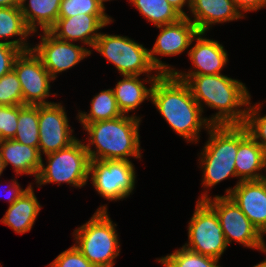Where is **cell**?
<instances>
[{
  "label": "cell",
  "mask_w": 266,
  "mask_h": 267,
  "mask_svg": "<svg viewBox=\"0 0 266 267\" xmlns=\"http://www.w3.org/2000/svg\"><path fill=\"white\" fill-rule=\"evenodd\" d=\"M4 170H5V166H4L1 154H0V176L3 174Z\"/></svg>",
  "instance_id": "40"
},
{
  "label": "cell",
  "mask_w": 266,
  "mask_h": 267,
  "mask_svg": "<svg viewBox=\"0 0 266 267\" xmlns=\"http://www.w3.org/2000/svg\"><path fill=\"white\" fill-rule=\"evenodd\" d=\"M163 267H222L218 259L198 254L185 246L174 252L156 258Z\"/></svg>",
  "instance_id": "28"
},
{
  "label": "cell",
  "mask_w": 266,
  "mask_h": 267,
  "mask_svg": "<svg viewBox=\"0 0 266 267\" xmlns=\"http://www.w3.org/2000/svg\"><path fill=\"white\" fill-rule=\"evenodd\" d=\"M112 1V0H100V2L105 6V2Z\"/></svg>",
  "instance_id": "42"
},
{
  "label": "cell",
  "mask_w": 266,
  "mask_h": 267,
  "mask_svg": "<svg viewBox=\"0 0 266 267\" xmlns=\"http://www.w3.org/2000/svg\"><path fill=\"white\" fill-rule=\"evenodd\" d=\"M206 32H198L192 39L193 46L190 45L188 55L192 62V68L188 71L176 70L174 75H216L229 62L227 50L219 41L208 39Z\"/></svg>",
  "instance_id": "15"
},
{
  "label": "cell",
  "mask_w": 266,
  "mask_h": 267,
  "mask_svg": "<svg viewBox=\"0 0 266 267\" xmlns=\"http://www.w3.org/2000/svg\"><path fill=\"white\" fill-rule=\"evenodd\" d=\"M2 7H20V0H0V8Z\"/></svg>",
  "instance_id": "38"
},
{
  "label": "cell",
  "mask_w": 266,
  "mask_h": 267,
  "mask_svg": "<svg viewBox=\"0 0 266 267\" xmlns=\"http://www.w3.org/2000/svg\"><path fill=\"white\" fill-rule=\"evenodd\" d=\"M16 178L11 179L10 185H8L9 189H7V195L8 197L6 198L9 203L8 205H12L33 183H30L25 189L21 188L20 184L17 181V176Z\"/></svg>",
  "instance_id": "36"
},
{
  "label": "cell",
  "mask_w": 266,
  "mask_h": 267,
  "mask_svg": "<svg viewBox=\"0 0 266 267\" xmlns=\"http://www.w3.org/2000/svg\"><path fill=\"white\" fill-rule=\"evenodd\" d=\"M266 256V255H265ZM253 267H266V258H264L263 261L257 263L256 265H254Z\"/></svg>",
  "instance_id": "41"
},
{
  "label": "cell",
  "mask_w": 266,
  "mask_h": 267,
  "mask_svg": "<svg viewBox=\"0 0 266 267\" xmlns=\"http://www.w3.org/2000/svg\"><path fill=\"white\" fill-rule=\"evenodd\" d=\"M186 248L220 260L228 248L216 212L205 202L196 201L195 210L188 222Z\"/></svg>",
  "instance_id": "9"
},
{
  "label": "cell",
  "mask_w": 266,
  "mask_h": 267,
  "mask_svg": "<svg viewBox=\"0 0 266 267\" xmlns=\"http://www.w3.org/2000/svg\"><path fill=\"white\" fill-rule=\"evenodd\" d=\"M20 105H0V140L13 139L16 135Z\"/></svg>",
  "instance_id": "32"
},
{
  "label": "cell",
  "mask_w": 266,
  "mask_h": 267,
  "mask_svg": "<svg viewBox=\"0 0 266 267\" xmlns=\"http://www.w3.org/2000/svg\"><path fill=\"white\" fill-rule=\"evenodd\" d=\"M93 50L112 63L120 75H160L150 61L149 49L128 36L101 32Z\"/></svg>",
  "instance_id": "7"
},
{
  "label": "cell",
  "mask_w": 266,
  "mask_h": 267,
  "mask_svg": "<svg viewBox=\"0 0 266 267\" xmlns=\"http://www.w3.org/2000/svg\"><path fill=\"white\" fill-rule=\"evenodd\" d=\"M157 28L160 29V33L153 47L149 49L150 61L160 74H173L177 69L162 62L157 56L162 58L181 55L183 52L188 54V48L192 45V39L198 34V30L187 17L172 24L157 26Z\"/></svg>",
  "instance_id": "12"
},
{
  "label": "cell",
  "mask_w": 266,
  "mask_h": 267,
  "mask_svg": "<svg viewBox=\"0 0 266 267\" xmlns=\"http://www.w3.org/2000/svg\"><path fill=\"white\" fill-rule=\"evenodd\" d=\"M189 11L190 14L186 17L196 26L198 32L206 33L214 25L246 17L236 7L233 0H190Z\"/></svg>",
  "instance_id": "19"
},
{
  "label": "cell",
  "mask_w": 266,
  "mask_h": 267,
  "mask_svg": "<svg viewBox=\"0 0 266 267\" xmlns=\"http://www.w3.org/2000/svg\"><path fill=\"white\" fill-rule=\"evenodd\" d=\"M235 168L237 179L239 178L236 184L240 181L266 178V151L248 133L244 125H238V152L235 157Z\"/></svg>",
  "instance_id": "18"
},
{
  "label": "cell",
  "mask_w": 266,
  "mask_h": 267,
  "mask_svg": "<svg viewBox=\"0 0 266 267\" xmlns=\"http://www.w3.org/2000/svg\"><path fill=\"white\" fill-rule=\"evenodd\" d=\"M84 140L77 139L71 145L46 156L36 178V186L67 183L74 188H82L89 180L90 158Z\"/></svg>",
  "instance_id": "6"
},
{
  "label": "cell",
  "mask_w": 266,
  "mask_h": 267,
  "mask_svg": "<svg viewBox=\"0 0 266 267\" xmlns=\"http://www.w3.org/2000/svg\"><path fill=\"white\" fill-rule=\"evenodd\" d=\"M90 103L89 113L78 110L76 115L82 128L89 123L111 120L123 115L117 106L112 88L101 90L92 98Z\"/></svg>",
  "instance_id": "25"
},
{
  "label": "cell",
  "mask_w": 266,
  "mask_h": 267,
  "mask_svg": "<svg viewBox=\"0 0 266 267\" xmlns=\"http://www.w3.org/2000/svg\"><path fill=\"white\" fill-rule=\"evenodd\" d=\"M233 3L243 15L252 11H258L264 7L266 8V0H233Z\"/></svg>",
  "instance_id": "35"
},
{
  "label": "cell",
  "mask_w": 266,
  "mask_h": 267,
  "mask_svg": "<svg viewBox=\"0 0 266 267\" xmlns=\"http://www.w3.org/2000/svg\"><path fill=\"white\" fill-rule=\"evenodd\" d=\"M13 69L20 81L23 105H47L54 103L48 101L47 98L51 95L57 96V93L50 91V84L55 80L32 49L20 53L15 59Z\"/></svg>",
  "instance_id": "11"
},
{
  "label": "cell",
  "mask_w": 266,
  "mask_h": 267,
  "mask_svg": "<svg viewBox=\"0 0 266 267\" xmlns=\"http://www.w3.org/2000/svg\"><path fill=\"white\" fill-rule=\"evenodd\" d=\"M141 119L142 117L134 113L86 124L83 130L88 134V142L84 141V145L90 161H131V157L142 159L143 152H141L139 135Z\"/></svg>",
  "instance_id": "3"
},
{
  "label": "cell",
  "mask_w": 266,
  "mask_h": 267,
  "mask_svg": "<svg viewBox=\"0 0 266 267\" xmlns=\"http://www.w3.org/2000/svg\"><path fill=\"white\" fill-rule=\"evenodd\" d=\"M0 105H23L22 89L14 69L0 78Z\"/></svg>",
  "instance_id": "31"
},
{
  "label": "cell",
  "mask_w": 266,
  "mask_h": 267,
  "mask_svg": "<svg viewBox=\"0 0 266 267\" xmlns=\"http://www.w3.org/2000/svg\"><path fill=\"white\" fill-rule=\"evenodd\" d=\"M0 154L5 168L11 165L16 175H32L36 180L42 163L39 149L14 139H4L0 140Z\"/></svg>",
  "instance_id": "21"
},
{
  "label": "cell",
  "mask_w": 266,
  "mask_h": 267,
  "mask_svg": "<svg viewBox=\"0 0 266 267\" xmlns=\"http://www.w3.org/2000/svg\"><path fill=\"white\" fill-rule=\"evenodd\" d=\"M153 26L172 24L183 16L167 0H128Z\"/></svg>",
  "instance_id": "26"
},
{
  "label": "cell",
  "mask_w": 266,
  "mask_h": 267,
  "mask_svg": "<svg viewBox=\"0 0 266 267\" xmlns=\"http://www.w3.org/2000/svg\"><path fill=\"white\" fill-rule=\"evenodd\" d=\"M207 141L199 153L204 190L198 201H205L212 187L232 177L237 178L235 157L238 152V125H212L207 131Z\"/></svg>",
  "instance_id": "4"
},
{
  "label": "cell",
  "mask_w": 266,
  "mask_h": 267,
  "mask_svg": "<svg viewBox=\"0 0 266 267\" xmlns=\"http://www.w3.org/2000/svg\"><path fill=\"white\" fill-rule=\"evenodd\" d=\"M39 36L40 42L32 44V50L41 59L43 66L56 80L57 75L75 67L84 58L91 55L89 48L84 45H77L75 42L57 39L49 31H43Z\"/></svg>",
  "instance_id": "13"
},
{
  "label": "cell",
  "mask_w": 266,
  "mask_h": 267,
  "mask_svg": "<svg viewBox=\"0 0 266 267\" xmlns=\"http://www.w3.org/2000/svg\"><path fill=\"white\" fill-rule=\"evenodd\" d=\"M108 204L99 206L92 217L73 231L74 245L95 267H114L121 253L117 224L108 213Z\"/></svg>",
  "instance_id": "5"
},
{
  "label": "cell",
  "mask_w": 266,
  "mask_h": 267,
  "mask_svg": "<svg viewBox=\"0 0 266 267\" xmlns=\"http://www.w3.org/2000/svg\"><path fill=\"white\" fill-rule=\"evenodd\" d=\"M114 22L109 15L79 14L74 17L58 18L49 32L57 39L69 42H82L92 51L104 27Z\"/></svg>",
  "instance_id": "16"
},
{
  "label": "cell",
  "mask_w": 266,
  "mask_h": 267,
  "mask_svg": "<svg viewBox=\"0 0 266 267\" xmlns=\"http://www.w3.org/2000/svg\"><path fill=\"white\" fill-rule=\"evenodd\" d=\"M21 52L19 48L0 41V78L13 69L15 59Z\"/></svg>",
  "instance_id": "34"
},
{
  "label": "cell",
  "mask_w": 266,
  "mask_h": 267,
  "mask_svg": "<svg viewBox=\"0 0 266 267\" xmlns=\"http://www.w3.org/2000/svg\"><path fill=\"white\" fill-rule=\"evenodd\" d=\"M205 202L216 212L228 246L235 243L260 251L262 234L229 196L215 195Z\"/></svg>",
  "instance_id": "10"
},
{
  "label": "cell",
  "mask_w": 266,
  "mask_h": 267,
  "mask_svg": "<svg viewBox=\"0 0 266 267\" xmlns=\"http://www.w3.org/2000/svg\"><path fill=\"white\" fill-rule=\"evenodd\" d=\"M175 76L187 83L203 113L205 107L218 110L208 118L212 125H244L251 95L242 81L223 74Z\"/></svg>",
  "instance_id": "2"
},
{
  "label": "cell",
  "mask_w": 266,
  "mask_h": 267,
  "mask_svg": "<svg viewBox=\"0 0 266 267\" xmlns=\"http://www.w3.org/2000/svg\"><path fill=\"white\" fill-rule=\"evenodd\" d=\"M266 235V230L262 233V245H261V253L266 254V240L264 236Z\"/></svg>",
  "instance_id": "39"
},
{
  "label": "cell",
  "mask_w": 266,
  "mask_h": 267,
  "mask_svg": "<svg viewBox=\"0 0 266 267\" xmlns=\"http://www.w3.org/2000/svg\"><path fill=\"white\" fill-rule=\"evenodd\" d=\"M135 165L126 160H91L89 179L97 194L107 201H123L137 183Z\"/></svg>",
  "instance_id": "8"
},
{
  "label": "cell",
  "mask_w": 266,
  "mask_h": 267,
  "mask_svg": "<svg viewBox=\"0 0 266 267\" xmlns=\"http://www.w3.org/2000/svg\"><path fill=\"white\" fill-rule=\"evenodd\" d=\"M41 208L34 186L31 185L12 205L8 206L0 223L11 228L16 234H25L31 231Z\"/></svg>",
  "instance_id": "22"
},
{
  "label": "cell",
  "mask_w": 266,
  "mask_h": 267,
  "mask_svg": "<svg viewBox=\"0 0 266 267\" xmlns=\"http://www.w3.org/2000/svg\"><path fill=\"white\" fill-rule=\"evenodd\" d=\"M48 267H95L84 255L72 245L61 252Z\"/></svg>",
  "instance_id": "33"
},
{
  "label": "cell",
  "mask_w": 266,
  "mask_h": 267,
  "mask_svg": "<svg viewBox=\"0 0 266 267\" xmlns=\"http://www.w3.org/2000/svg\"><path fill=\"white\" fill-rule=\"evenodd\" d=\"M62 104L54 102L39 105L38 149L41 156L64 149L78 139L73 133L74 129L69 124L70 120Z\"/></svg>",
  "instance_id": "14"
},
{
  "label": "cell",
  "mask_w": 266,
  "mask_h": 267,
  "mask_svg": "<svg viewBox=\"0 0 266 267\" xmlns=\"http://www.w3.org/2000/svg\"><path fill=\"white\" fill-rule=\"evenodd\" d=\"M100 0H61L59 18L74 17L79 14L108 15Z\"/></svg>",
  "instance_id": "29"
},
{
  "label": "cell",
  "mask_w": 266,
  "mask_h": 267,
  "mask_svg": "<svg viewBox=\"0 0 266 267\" xmlns=\"http://www.w3.org/2000/svg\"><path fill=\"white\" fill-rule=\"evenodd\" d=\"M167 1L183 17H186L188 15V13L185 12L184 7H187L188 10H190V0H167Z\"/></svg>",
  "instance_id": "37"
},
{
  "label": "cell",
  "mask_w": 266,
  "mask_h": 267,
  "mask_svg": "<svg viewBox=\"0 0 266 267\" xmlns=\"http://www.w3.org/2000/svg\"><path fill=\"white\" fill-rule=\"evenodd\" d=\"M33 33L25 24L20 7H2L0 8V40L1 42L13 45L22 52L32 49L28 38ZM13 37H18L12 40ZM4 40V41H3Z\"/></svg>",
  "instance_id": "24"
},
{
  "label": "cell",
  "mask_w": 266,
  "mask_h": 267,
  "mask_svg": "<svg viewBox=\"0 0 266 267\" xmlns=\"http://www.w3.org/2000/svg\"><path fill=\"white\" fill-rule=\"evenodd\" d=\"M263 103L250 101L247 109L244 126L248 133L265 149L266 151V114L262 116L261 109Z\"/></svg>",
  "instance_id": "30"
},
{
  "label": "cell",
  "mask_w": 266,
  "mask_h": 267,
  "mask_svg": "<svg viewBox=\"0 0 266 267\" xmlns=\"http://www.w3.org/2000/svg\"><path fill=\"white\" fill-rule=\"evenodd\" d=\"M224 196L234 200L261 234L266 230V178L240 181L227 188Z\"/></svg>",
  "instance_id": "17"
},
{
  "label": "cell",
  "mask_w": 266,
  "mask_h": 267,
  "mask_svg": "<svg viewBox=\"0 0 266 267\" xmlns=\"http://www.w3.org/2000/svg\"><path fill=\"white\" fill-rule=\"evenodd\" d=\"M14 140L31 147H39V105H20Z\"/></svg>",
  "instance_id": "27"
},
{
  "label": "cell",
  "mask_w": 266,
  "mask_h": 267,
  "mask_svg": "<svg viewBox=\"0 0 266 267\" xmlns=\"http://www.w3.org/2000/svg\"><path fill=\"white\" fill-rule=\"evenodd\" d=\"M158 76L122 75L114 88H112L117 106L122 114L128 115L135 111L145 101H151V91ZM150 84L147 87L146 84Z\"/></svg>",
  "instance_id": "20"
},
{
  "label": "cell",
  "mask_w": 266,
  "mask_h": 267,
  "mask_svg": "<svg viewBox=\"0 0 266 267\" xmlns=\"http://www.w3.org/2000/svg\"><path fill=\"white\" fill-rule=\"evenodd\" d=\"M60 3L61 0H20L21 13L28 29L33 34L39 29L49 31L59 18Z\"/></svg>",
  "instance_id": "23"
},
{
  "label": "cell",
  "mask_w": 266,
  "mask_h": 267,
  "mask_svg": "<svg viewBox=\"0 0 266 267\" xmlns=\"http://www.w3.org/2000/svg\"><path fill=\"white\" fill-rule=\"evenodd\" d=\"M151 103L169 124L170 129L185 142L198 144L201 130L212 124L193 98L187 83L174 74H160L151 91Z\"/></svg>",
  "instance_id": "1"
}]
</instances>
